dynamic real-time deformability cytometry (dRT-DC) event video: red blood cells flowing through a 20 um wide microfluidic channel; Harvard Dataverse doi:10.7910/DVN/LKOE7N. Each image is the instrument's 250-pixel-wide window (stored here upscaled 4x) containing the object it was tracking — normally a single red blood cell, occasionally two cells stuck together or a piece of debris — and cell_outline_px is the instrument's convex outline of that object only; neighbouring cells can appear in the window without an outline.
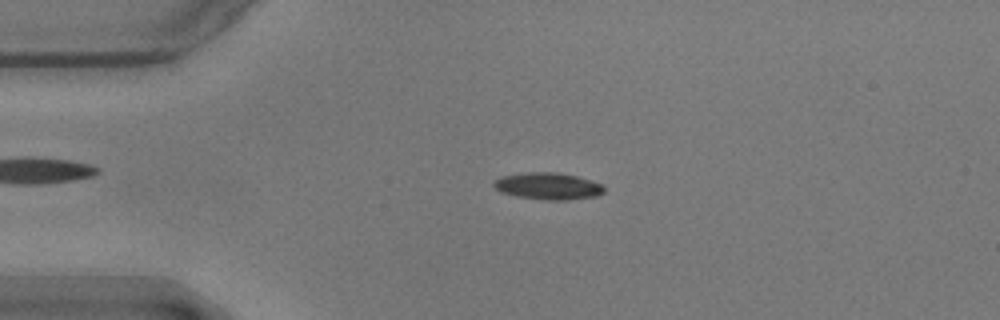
{"species": "common noctule bat (a hibernating species)", "species_latin": "Nyctalus noctula", "temperature_condition": "warm", "stored_images_in_passage": 56, "camera_frame_rate_fps": 3000, "um_per_image_px": 0.085, "animal": {"sex": "male", "body_mass_g": 17.9}, "frame": {"image": 1, "passage_image": 12, "time_ms": 3.667, "image_size_px": [1000, 320], "cell_outline_px": [[604, 192], [596, 196], [568, 200], [544, 200], [516, 196], [500, 192], [492, 184], [500, 176], [528, 172], [556, 172], [576, 176], [600, 184], [604, 188]], "centroid_in_image_um": [46.55, 15.82], "position_along_channel_um": 38.5, "area_um2": 17.17}}
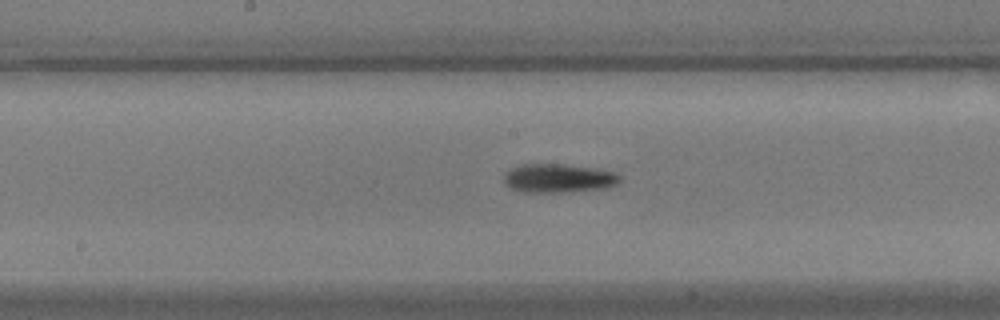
{"frame": {"image": 2, "passage_image": 28, "time_ms": 9.0, "image_size_px": [1000, 320], "cell_outline_px": [[620, 180], [616, 184], [608, 188], [560, 192], [524, 192], [512, 188], [504, 184], [504, 172], [520, 164], [564, 164], [600, 168], [616, 172], [620, 176]], "centroid_in_image_um": [47.49, 15.13], "position_along_channel_um": 200.7, "area_um2": 19.65}}
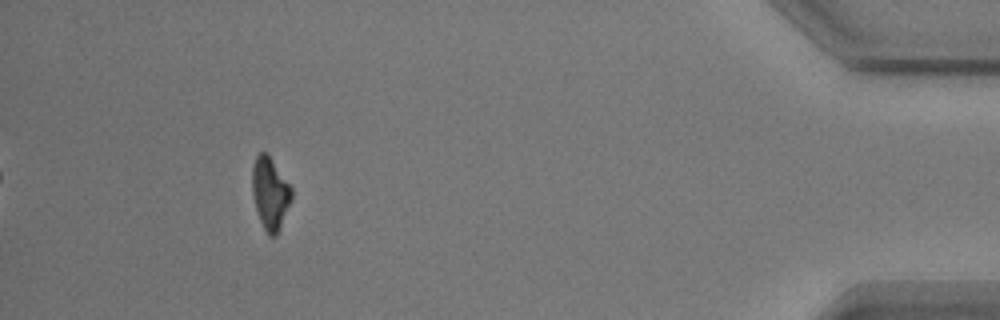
{"frame": {"image": 3, "passage_image": 51, "time_ms": 16.667, "image_size_px": [1000, 320], "cell_outline_px": [[292, 200], [276, 236], [268, 236], [260, 220], [252, 196], [252, 164], [256, 156], [260, 152], [268, 152], [292, 188]], "centroid_in_image_um": [22.96, 16.4], "position_along_channel_um": 412.2, "area_um2": 16.7}, "authors_computed_cell_mechanics": {"area_um2": 17.8024, "velocity_mm_per_s": 3.5646, "shape_relaxation_time_tau1_ms": 4.0665, "shape_relaxation_time_tau2_ms": null, "deformation_change_tau1": 0.1277, "deformation_change_tau2": null}}